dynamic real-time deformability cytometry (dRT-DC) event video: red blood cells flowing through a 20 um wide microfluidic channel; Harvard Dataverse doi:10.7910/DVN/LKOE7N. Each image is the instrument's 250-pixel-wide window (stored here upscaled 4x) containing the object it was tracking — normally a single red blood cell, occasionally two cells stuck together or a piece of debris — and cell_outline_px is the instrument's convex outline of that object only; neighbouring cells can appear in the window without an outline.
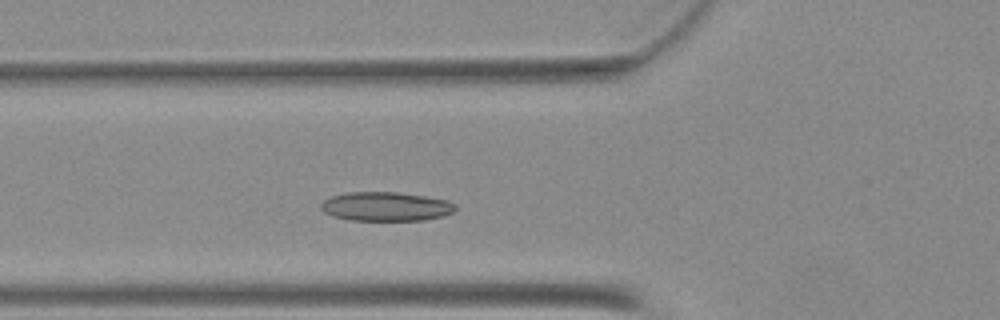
{"species": "Egyptian fruit bat (a non-hibernating species)", "species_latin": "Rousettus aegyptiacus", "temperature_condition": "warm", "stored_images_in_passage": 10, "camera_frame_rate_fps": 3000, "um_per_image_px": 0.085, "animal": {"sex": "female"}, "frame": {"image": 1, "passage_image": 7, "time_ms": 2.0, "image_size_px": [1000, 320], "cell_outline_px": [[456, 208], [452, 212], [444, 216], [424, 220], [348, 220], [332, 216], [324, 212], [320, 208], [320, 204], [324, 200], [332, 196], [348, 192], [396, 192], [424, 196], [448, 200], [456, 204]], "centroid_in_image_um": [32.79, 17.55], "position_along_channel_um": 93.0, "area_um2": 22.83}}